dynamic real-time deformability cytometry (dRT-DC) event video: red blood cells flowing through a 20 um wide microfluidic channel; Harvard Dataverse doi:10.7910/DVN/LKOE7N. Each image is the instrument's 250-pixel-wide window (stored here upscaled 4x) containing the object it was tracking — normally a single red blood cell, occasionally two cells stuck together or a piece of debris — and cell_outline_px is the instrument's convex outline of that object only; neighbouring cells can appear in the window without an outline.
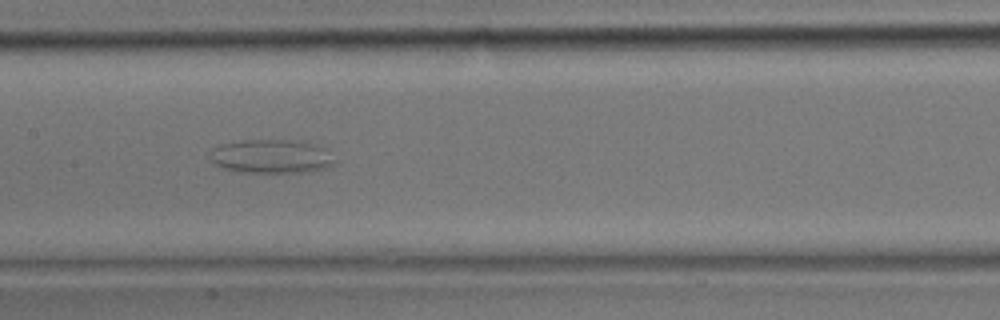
{"species": "common noctule bat (a hibernating species)", "species_latin": "Nyctalus noctula", "temperature_condition": "room temperature", "stored_images_in_passage": 34, "camera_frame_rate_fps": 3000, "um_per_image_px": 0.085, "animal": {"sex": "male", "body_mass_g": 17.9}, "frame": {"image": 1, "passage_image": 17, "time_ms": 5.333, "image_size_px": [1000, 320], "cell_outline_px": [[336, 164], [324, 168], [304, 172], [240, 172], [224, 168], [216, 164], [212, 160], [212, 148], [220, 144], [244, 140], [300, 140], [316, 144], [324, 148], [336, 160]], "centroid_in_image_um": [23.11, 13.28], "position_along_channel_um": 184.3, "area_um2": 24.51}}
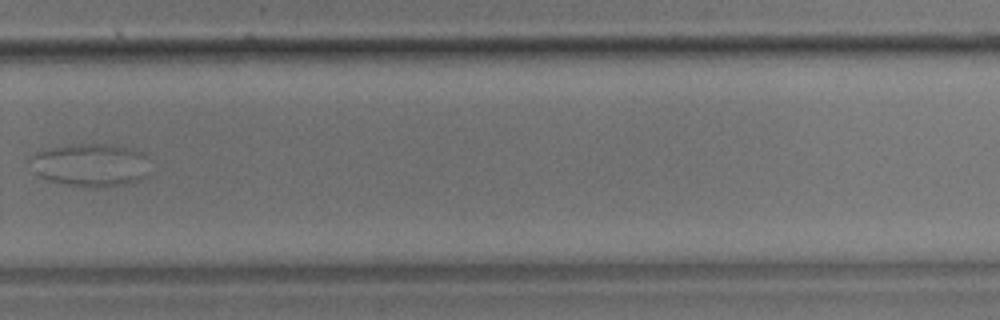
{"frame": {"image": 2, "passage_image": 24, "time_ms": 7.667, "image_size_px": [1000, 320], "cell_outline_px": [[148, 176], [140, 180], [124, 184], [96, 188], [68, 184], [44, 180], [32, 172], [28, 160], [28, 156], [32, 152], [44, 148], [72, 144], [116, 144], [140, 152], [144, 156]], "centroid_in_image_um": [7.56, 14.01], "position_along_channel_um": 322.2, "area_um2": 30.52}}